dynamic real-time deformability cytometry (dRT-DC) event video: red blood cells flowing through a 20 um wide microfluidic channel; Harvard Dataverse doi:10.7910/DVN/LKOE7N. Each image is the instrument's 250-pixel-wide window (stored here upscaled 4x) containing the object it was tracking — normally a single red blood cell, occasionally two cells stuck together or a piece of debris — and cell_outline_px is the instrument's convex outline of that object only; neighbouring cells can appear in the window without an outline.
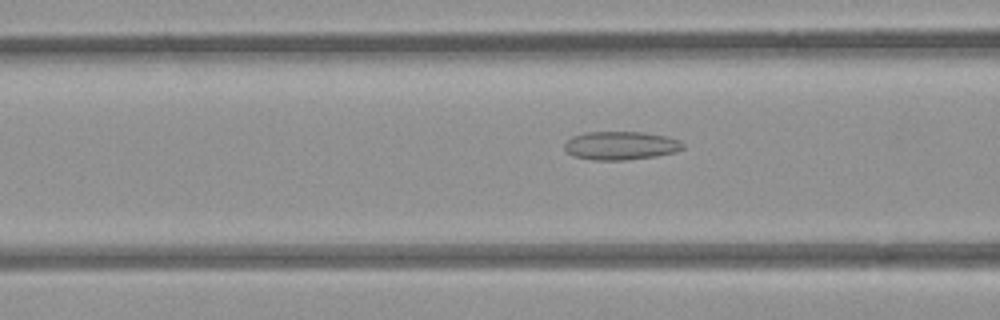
{"species": "common noctule bat (a hibernating species)", "species_latin": "Nyctalus noctula", "temperature_condition": "room temperature", "stored_images_in_passage": 53, "camera_frame_rate_fps": 3000, "um_per_image_px": 0.085, "animal": {"sex": "female", "body_mass_g": 21.9}, "frame": {"image": 1, "passage_image": 21, "time_ms": 6.667, "image_size_px": [1000, 320], "cell_outline_px": [[684, 148], [676, 152], [656, 156], [624, 160], [592, 160], [572, 156], [564, 148], [564, 144], [572, 136], [584, 132], [644, 132], [664, 136], [680, 140], [684, 144]], "centroid_in_image_um": [52.75, 12.37], "position_along_channel_um": 113.8, "area_um2": 19.71}}
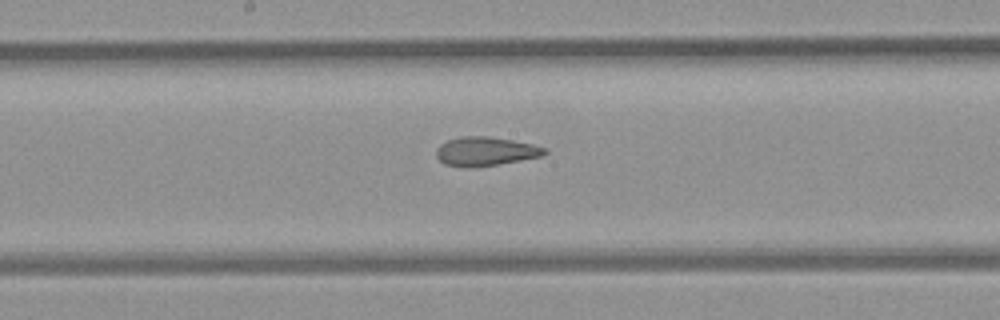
{"frame": {"image": 2, "passage_image": 28, "time_ms": 9.0, "image_size_px": [1000, 320], "cell_outline_px": [[548, 152], [540, 156], [520, 160], [496, 164], [464, 168], [444, 164], [436, 156], [436, 148], [440, 144], [448, 140], [464, 136], [488, 136], [512, 140], [532, 144], [544, 148]], "centroid_in_image_um": [41.21, 12.86], "position_along_channel_um": 207.0, "area_um2": 18.03}}
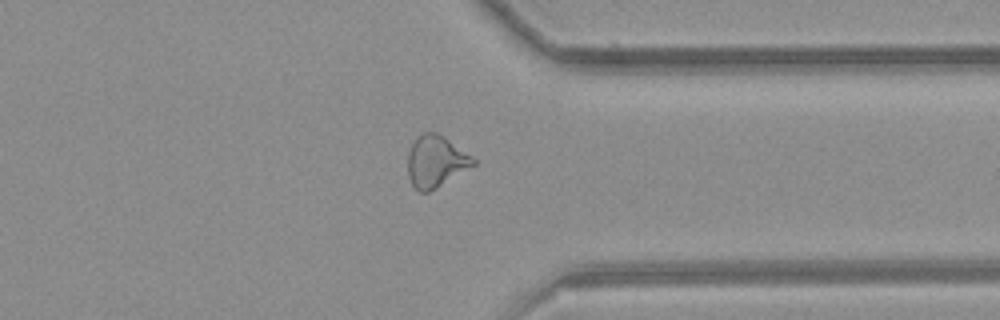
{"frame": {"image": 3, "passage_image": 41, "time_ms": 13.333, "image_size_px": [1000, 320], "cell_outline_px": [[476, 164], [436, 188], [428, 192], [420, 192], [412, 184], [408, 176], [408, 152], [412, 144], [424, 132], [436, 132], [444, 136], [472, 156], [476, 160]], "centroid_in_image_um": [37.05, 13.72], "position_along_channel_um": 374.4, "area_um2": 19.48}, "authors_computed_cell_mechanics": {"area_um2": 20.519, "velocity_mm_per_s": 3.9648, "shape_relaxation_time_tau1_ms": null, "shape_relaxation_time_tau2_ms": 2.5991, "deformation_change_tau1": null, "deformation_change_tau2": 0.1177}}